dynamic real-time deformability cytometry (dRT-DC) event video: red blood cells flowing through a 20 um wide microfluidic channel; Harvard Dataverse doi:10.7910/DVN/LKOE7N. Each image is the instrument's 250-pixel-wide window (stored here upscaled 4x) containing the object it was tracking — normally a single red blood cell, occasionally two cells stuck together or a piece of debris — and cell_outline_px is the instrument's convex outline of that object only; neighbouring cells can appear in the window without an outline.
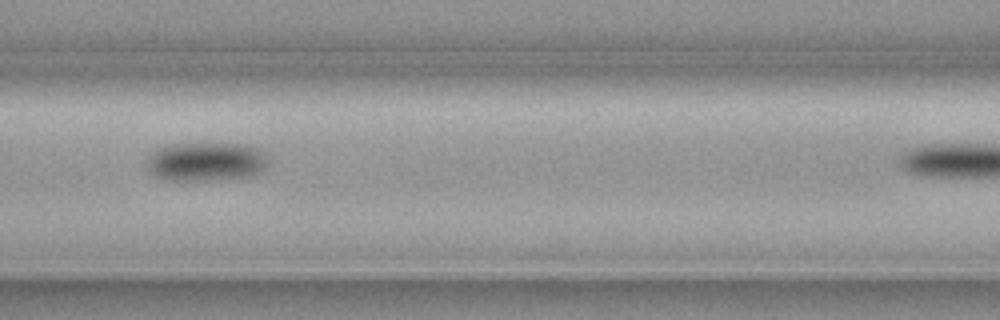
{"species": "common noctule bat (a hibernating species)", "species_latin": "Nyctalus noctula", "temperature_condition": "cold", "stored_images_in_passage": 6, "camera_frame_rate_fps": 3000, "um_per_image_px": 0.085, "animal": {"sex": "female", "body_mass_g": 19.3, "forearm_length_mm": 54.1}, "frame": {"image": 1, "passage_image": 5, "time_ms": 1.333, "image_size_px": [1000, 320], "cell_outline_px": [[268, 164], [256, 176], [216, 180], [164, 180], [152, 176], [148, 168], [148, 160], [152, 152], [160, 148], [172, 144], [244, 144], [256, 148], [264, 152], [268, 160]], "centroid_in_image_um": [17.54, 13.76], "position_along_channel_um": 149.1, "area_um2": 27.63}}